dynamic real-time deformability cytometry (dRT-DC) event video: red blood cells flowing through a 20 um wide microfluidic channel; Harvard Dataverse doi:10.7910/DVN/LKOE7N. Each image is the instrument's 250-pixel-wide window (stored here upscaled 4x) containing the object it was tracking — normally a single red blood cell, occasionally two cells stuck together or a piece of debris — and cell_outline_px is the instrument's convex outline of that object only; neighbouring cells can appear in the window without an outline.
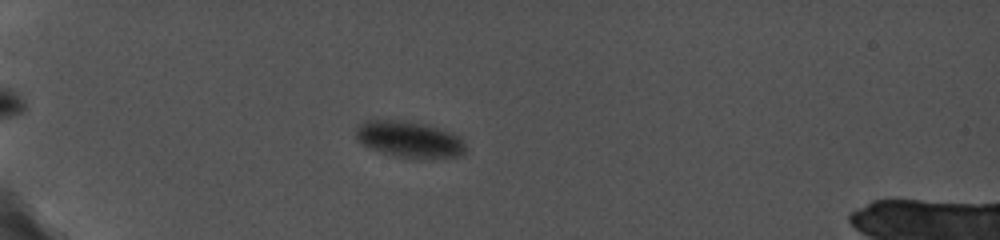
{"species": "common noctule bat (a hibernating species)", "species_latin": "Nyctalus noctula", "temperature_condition": "cold", "stored_images_in_passage": 47, "camera_frame_rate_fps": 5000, "um_per_image_px": 0.085, "animal": {"sex": "female", "body_mass_g": 19.0, "forearm_length_mm": 56.7}, "frame": {"image": 1, "passage_image": 16, "time_ms": 6.2, "image_size_px": [1000, 240], "cell_outline_px": [[464, 156], [396, 156], [380, 152], [360, 144], [356, 140], [356, 128], [364, 120], [400, 120], [428, 124], [452, 132], [460, 136], [464, 144]], "centroid_in_image_um": [34.74, 11.8], "position_along_channel_um": 50.3, "area_um2": 22.89}}
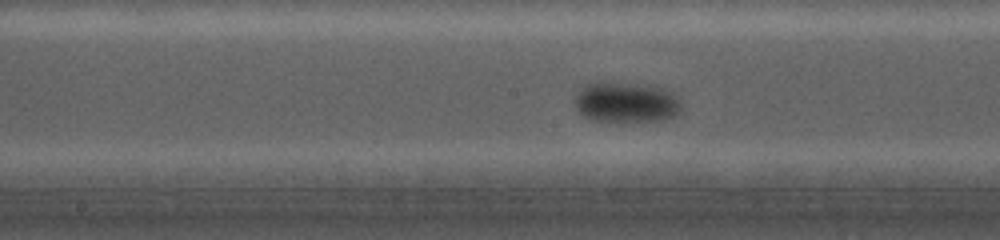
{"frame": {"image": 2, "passage_image": 29, "time_ms": 11.4, "image_size_px": [1000, 240], "cell_outline_px": [[680, 112], [672, 116], [660, 120], [620, 124], [592, 120], [584, 116], [576, 108], [576, 96], [584, 84], [596, 80], [604, 80], [636, 84], [664, 88], [672, 92], [676, 96], [680, 104]], "centroid_in_image_um": [53.17, 8.71], "position_along_channel_um": 195.0, "area_um2": 25.95}}
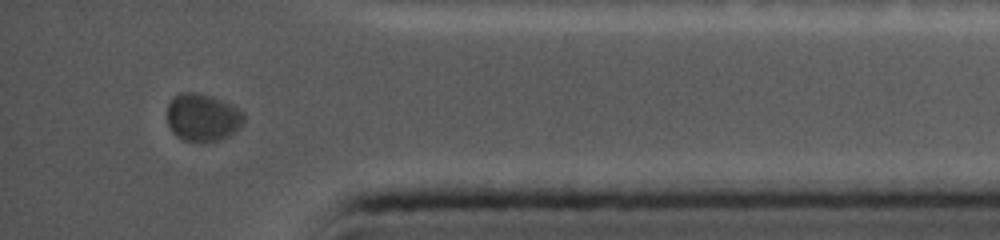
{"frame": {"image": 3, "passage_image": 45, "time_ms": 17.8, "image_size_px": [1000, 240], "cell_outline_px": [[244, 120], [240, 128], [228, 136], [216, 140], [184, 140], [176, 136], [172, 132], [168, 124], [168, 104], [180, 92], [200, 92], [224, 100], [232, 104], [244, 112]], "centroid_in_image_um": [17.25, 9.94], "position_along_channel_um": 418.0, "area_um2": 21.21}}